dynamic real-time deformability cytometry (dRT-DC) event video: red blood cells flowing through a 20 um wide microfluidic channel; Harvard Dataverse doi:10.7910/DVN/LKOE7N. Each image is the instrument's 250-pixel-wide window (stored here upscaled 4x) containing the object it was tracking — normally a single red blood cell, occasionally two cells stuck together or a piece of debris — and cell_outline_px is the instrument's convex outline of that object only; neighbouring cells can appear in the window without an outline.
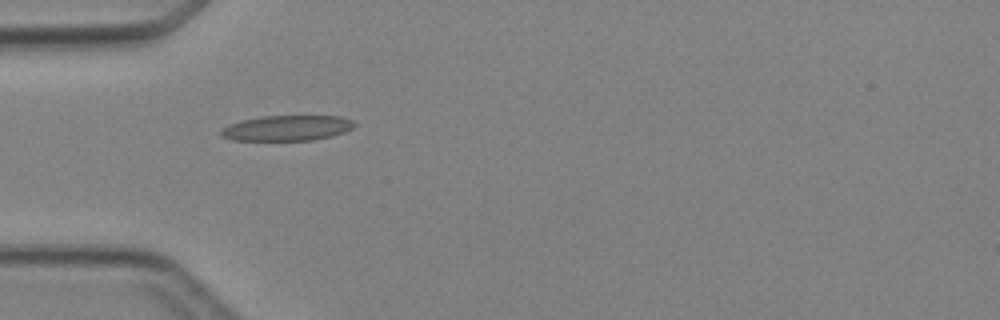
{"species": "Egyptian fruit bat (a non-hibernating species)", "species_latin": "Rousettus aegyptiacus", "temperature_condition": "cold", "stored_images_in_passage": 3, "camera_frame_rate_fps": 3000, "um_per_image_px": 0.085, "animal": {"sex": "female"}, "frame": {"image": 1, "passage_image": 1, "time_ms": 0.0, "image_size_px": [1000, 320], "cell_outline_px": [[356, 124], [352, 128], [344, 132], [332, 136], [312, 140], [232, 140], [220, 136], [220, 132], [228, 124], [244, 120], [264, 116], [340, 116], [352, 120]], "centroid_in_image_um": [24.4, 10.88], "position_along_channel_um": 60.6, "area_um2": 19.59}}
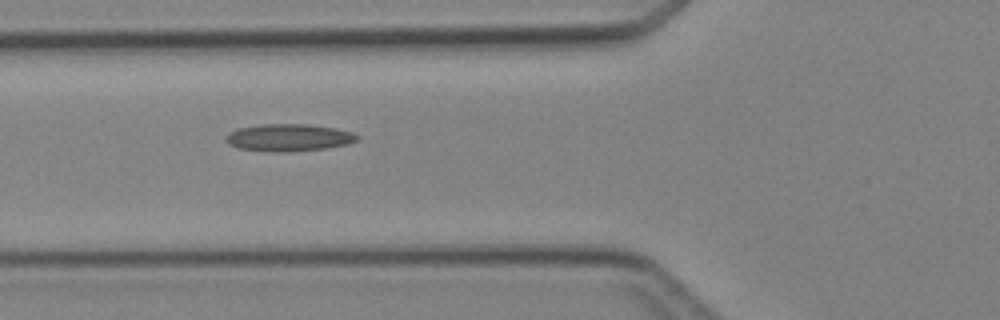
{"frame": {"image": 2, "passage_image": 2, "time_ms": 1.0, "image_size_px": [1000, 320], "cell_outline_px": [[360, 140], [348, 144], [324, 148], [280, 152], [272, 152], [240, 148], [228, 144], [224, 140], [228, 132], [236, 128], [260, 124], [304, 124], [336, 128], [352, 132], [360, 136]], "centroid_in_image_um": [24.53, 11.68], "position_along_channel_um": 101.3, "area_um2": 20.92}}
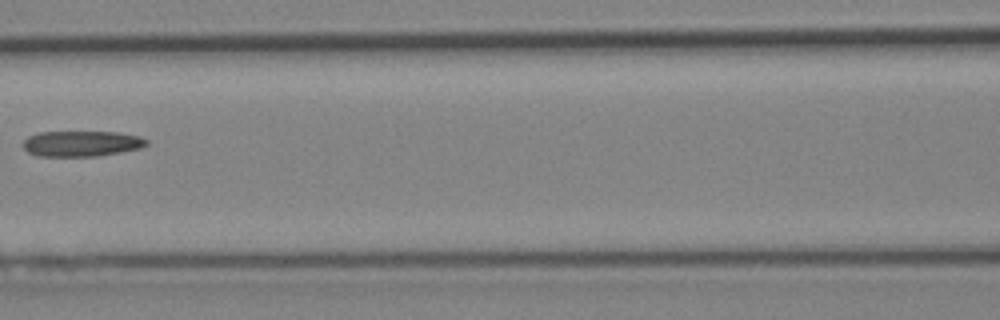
{"frame": {"image": 3, "passage_image": 3, "time_ms": 2.333, "image_size_px": [1000, 320], "cell_outline_px": [[148, 144], [140, 148], [120, 152], [96, 156], [36, 156], [28, 152], [24, 148], [24, 140], [28, 136], [40, 132], [116, 132], [140, 136], [148, 140]], "centroid_in_image_um": [6.93, 12.2], "position_along_channel_um": 159.7, "area_um2": 18.38}}